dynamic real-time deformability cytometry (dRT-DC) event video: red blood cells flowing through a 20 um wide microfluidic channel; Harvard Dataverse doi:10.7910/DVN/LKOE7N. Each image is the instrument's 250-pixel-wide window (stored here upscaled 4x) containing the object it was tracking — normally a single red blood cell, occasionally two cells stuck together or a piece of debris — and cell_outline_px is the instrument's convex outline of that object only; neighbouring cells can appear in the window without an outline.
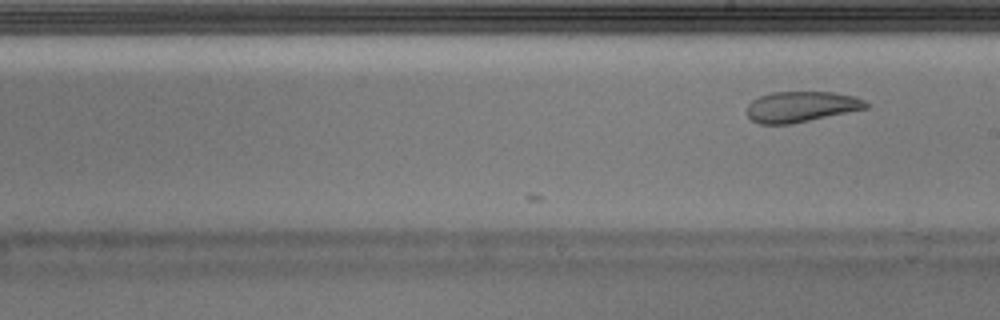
{"species": "Egyptian fruit bat (a non-hibernating species)", "species_latin": "Rousettus aegyptiacus", "temperature_condition": "warm", "stored_images_in_passage": 10, "camera_frame_rate_fps": 3000, "um_per_image_px": 0.085, "animal": {"sex": "male"}, "frame": {"image": 1, "passage_image": 10, "time_ms": 3.0, "image_size_px": [1000, 320], "cell_outline_px": [[868, 108], [792, 124], [760, 124], [752, 120], [748, 116], [748, 104], [752, 100], [760, 96], [772, 92], [832, 92], [856, 96], [864, 100], [868, 104]], "centroid_in_image_um": [68.11, 9.07], "position_along_channel_um": 220.9, "area_um2": 21.27}}